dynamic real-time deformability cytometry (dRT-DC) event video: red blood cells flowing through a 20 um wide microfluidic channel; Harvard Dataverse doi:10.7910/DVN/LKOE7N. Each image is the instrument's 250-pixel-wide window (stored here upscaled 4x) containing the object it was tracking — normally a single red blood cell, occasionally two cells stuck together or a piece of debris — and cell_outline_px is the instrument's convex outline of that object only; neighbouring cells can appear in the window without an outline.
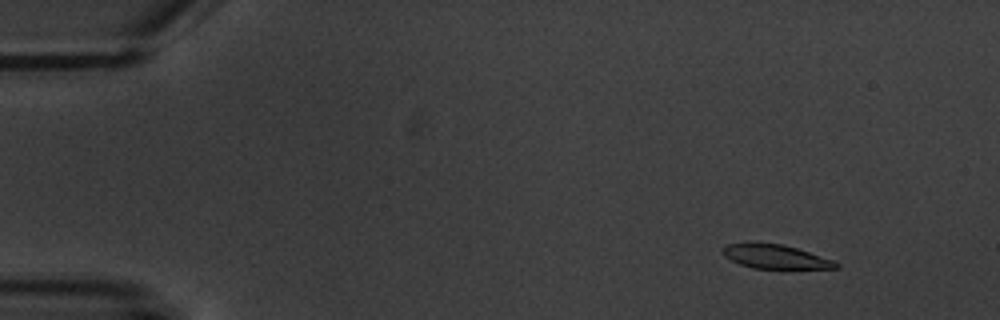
{"species": "common noctule bat (a hibernating species)", "species_latin": "Nyctalus noctula", "temperature_condition": "warm", "stored_images_in_passage": 4, "camera_frame_rate_fps": 3000, "um_per_image_px": 0.085, "animal": {"sex": "male", "body_mass_g": 20.1, "forearm_length_mm": 53.5}, "frame": {"image": 1, "passage_image": 1, "time_ms": 0.0, "image_size_px": [1000, 320], "cell_outline_px": [[840, 268], [752, 268], [740, 264], [724, 256], [720, 248], [728, 244], [748, 240], [752, 240], [784, 244], [836, 260], [840, 264]], "centroid_in_image_um": [65.87, 21.76], "position_along_channel_um": 19.1, "area_um2": 16.47}}
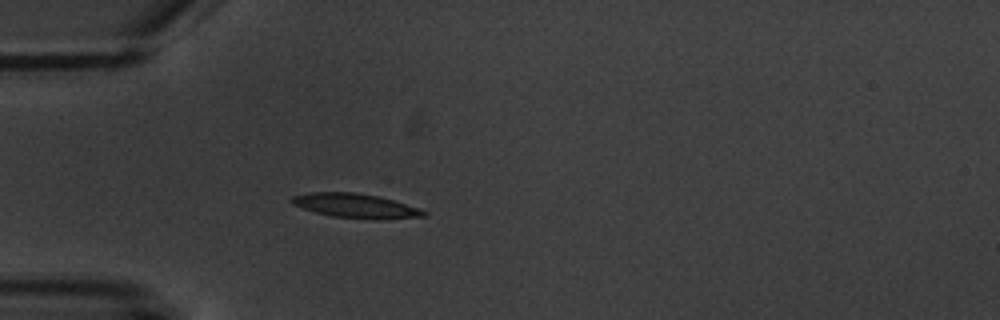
{"frame": {"image": 2, "passage_image": 4, "time_ms": 3.667, "image_size_px": [1000, 320], "cell_outline_px": [[428, 212], [424, 216], [380, 220], [376, 220], [332, 216], [316, 212], [292, 204], [288, 200], [292, 196], [308, 192], [356, 192], [380, 196], [420, 208]], "centroid_in_image_um": [30.24, 17.48], "position_along_channel_um": 54.8, "area_um2": 18.9}}